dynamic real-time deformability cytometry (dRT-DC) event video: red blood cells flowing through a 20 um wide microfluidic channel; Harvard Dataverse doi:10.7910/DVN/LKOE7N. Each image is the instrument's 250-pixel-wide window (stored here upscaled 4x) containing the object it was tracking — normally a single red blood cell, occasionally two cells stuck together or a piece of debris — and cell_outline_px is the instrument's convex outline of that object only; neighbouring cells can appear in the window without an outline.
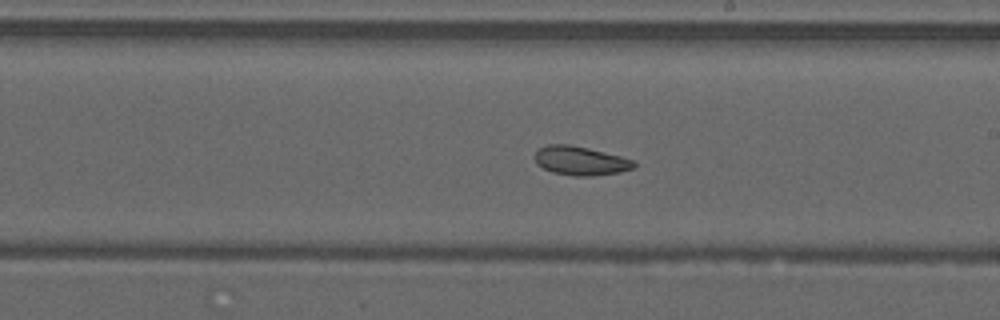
{"species": "common noctule bat (a hibernating species)", "species_latin": "Nyctalus noctula", "temperature_condition": "warm", "stored_images_in_passage": 49, "camera_frame_rate_fps": 3000, "um_per_image_px": 0.085, "animal": {"sex": "male", "forearm_length_mm": 52.5}, "frame": {"image": 1, "passage_image": 28, "time_ms": 9.0, "image_size_px": [1000, 320], "cell_outline_px": [[636, 164], [632, 168], [620, 172], [592, 176], [572, 176], [552, 172], [536, 164], [536, 152], [540, 148], [548, 144], [568, 144], [588, 148], [636, 160]], "centroid_in_image_um": [49.35, 13.67], "position_along_channel_um": 239.6, "area_um2": 16.65}, "authors_computed_cell_mechanics": {"area_um2": 20.1722, "velocity_mm_per_s": 4.2041, "shape_relaxation_time_tau1_ms": null, "shape_relaxation_time_tau2_ms": 8.1709, "deformation_change_tau1": null, "deformation_change_tau2": 0.1546}}